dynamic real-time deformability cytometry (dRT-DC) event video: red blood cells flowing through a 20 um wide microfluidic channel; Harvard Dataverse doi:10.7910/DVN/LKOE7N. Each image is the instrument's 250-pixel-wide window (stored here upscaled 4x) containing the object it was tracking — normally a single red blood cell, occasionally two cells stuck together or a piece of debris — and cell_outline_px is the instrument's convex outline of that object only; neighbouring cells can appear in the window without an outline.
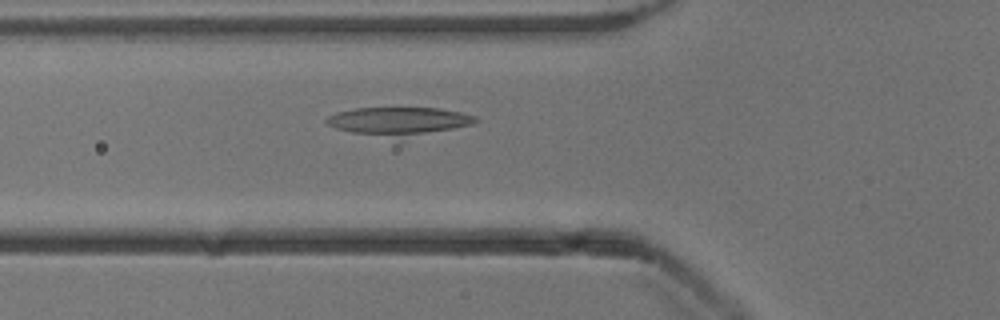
{"species": "common noctule bat (a hibernating species)", "species_latin": "Nyctalus noctula", "temperature_condition": "cold", "stored_images_in_passage": 16, "camera_frame_rate_fps": 3000, "um_per_image_px": 0.085, "animal": {"sex": "male", "body_mass_g": 13.3}, "frame": {"image": 1, "passage_image": 4, "time_ms": 1.0, "image_size_px": [1000, 320], "cell_outline_px": [[480, 120], [472, 124], [452, 128], [424, 132], [352, 132], [336, 128], [328, 124], [324, 120], [328, 116], [336, 112], [356, 108], [436, 108], [460, 112], [476, 116]], "centroid_in_image_um": [33.88, 10.19], "position_along_channel_um": 91.9, "area_um2": 22.08}}
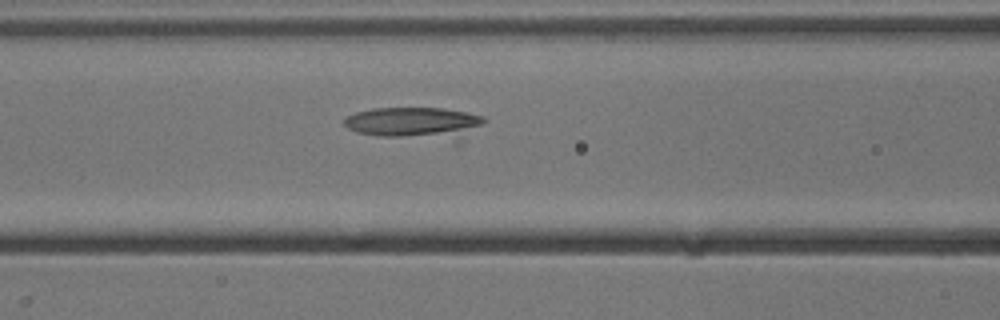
{"frame": {"image": 2, "passage_image": 7, "time_ms": 2.0, "image_size_px": [1000, 320], "cell_outline_px": [[488, 120], [460, 144], [452, 144], [376, 136], [356, 132], [348, 128], [344, 124], [344, 120], [348, 116], [356, 112], [372, 108], [444, 108], [468, 112], [484, 116]], "centroid_in_image_um": [35.42, 10.53], "position_along_channel_um": 131.2, "area_um2": 27.86}}
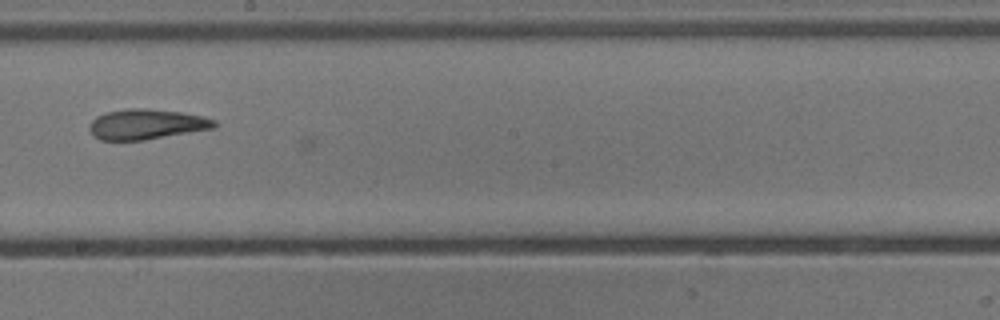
{"frame": {"image": 3, "passage_image": 15, "time_ms": 4.667, "image_size_px": [1000, 320], "cell_outline_px": [[216, 128], [144, 140], [100, 140], [88, 128], [88, 124], [96, 116], [104, 112], [128, 108], [144, 108], [180, 112], [204, 116], [216, 120]], "centroid_in_image_um": [12.45, 10.55], "position_along_channel_um": 235.7, "area_um2": 22.14}}